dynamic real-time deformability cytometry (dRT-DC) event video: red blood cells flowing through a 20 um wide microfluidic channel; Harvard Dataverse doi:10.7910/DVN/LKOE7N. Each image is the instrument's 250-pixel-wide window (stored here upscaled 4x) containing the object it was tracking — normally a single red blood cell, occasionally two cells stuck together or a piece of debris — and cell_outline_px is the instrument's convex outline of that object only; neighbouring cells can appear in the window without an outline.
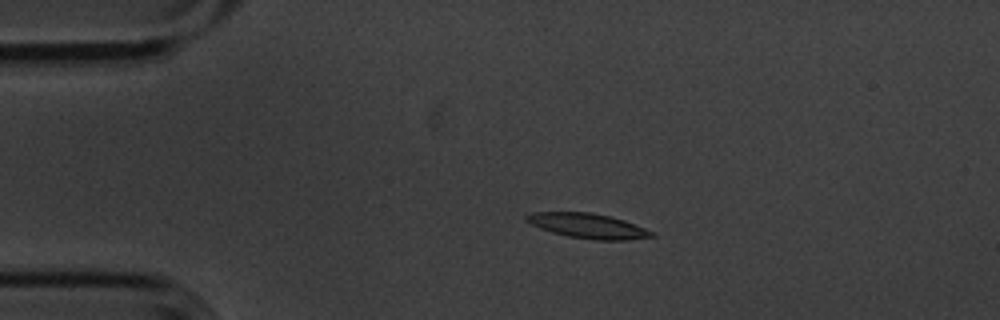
{"species": "common noctule bat (a hibernating species)", "species_latin": "Nyctalus noctula", "temperature_condition": "cold", "stored_images_in_passage": 4, "camera_frame_rate_fps": 3000, "um_per_image_px": 0.085, "animal": {"sex": "male", "body_mass_g": 20.1, "forearm_length_mm": 53.5}, "frame": {"image": 1, "passage_image": 3, "time_ms": 0.667, "image_size_px": [1000, 320], "cell_outline_px": [[656, 236], [628, 240], [596, 240], [568, 236], [552, 232], [540, 228], [524, 220], [524, 216], [532, 212], [592, 212], [624, 220], [656, 232]], "centroid_in_image_um": [50.0, 19.2], "position_along_channel_um": 35.0, "area_um2": 18.21}}